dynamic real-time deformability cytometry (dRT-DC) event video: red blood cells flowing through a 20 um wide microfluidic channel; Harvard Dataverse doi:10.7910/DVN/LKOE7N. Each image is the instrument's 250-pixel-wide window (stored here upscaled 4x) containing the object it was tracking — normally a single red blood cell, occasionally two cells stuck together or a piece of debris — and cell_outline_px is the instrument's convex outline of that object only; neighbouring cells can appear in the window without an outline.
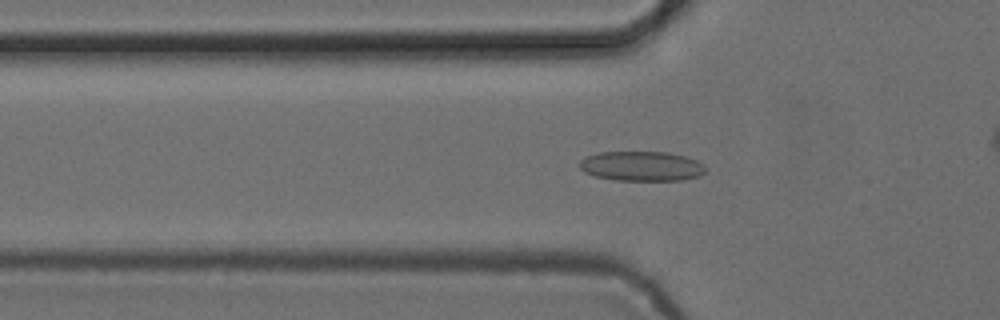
{"species": "common noctule bat (a hibernating species)", "species_latin": "Nyctalus noctula", "temperature_condition": "cold", "stored_images_in_passage": 47, "camera_frame_rate_fps": 3000, "um_per_image_px": 0.085, "animal": {"sex": "female", "body_mass_g": 24.6, "forearm_length_mm": 56.2}, "frame": {"image": 1, "passage_image": 18, "time_ms": 5.667, "image_size_px": [1000, 320], "cell_outline_px": [[704, 172], [700, 176], [680, 180], [616, 180], [596, 176], [584, 172], [580, 168], [580, 160], [588, 156], [600, 152], [668, 152], [684, 156], [696, 160], [704, 164]], "centroid_in_image_um": [54.54, 14.12], "position_along_channel_um": 71.3, "area_um2": 21.68}}
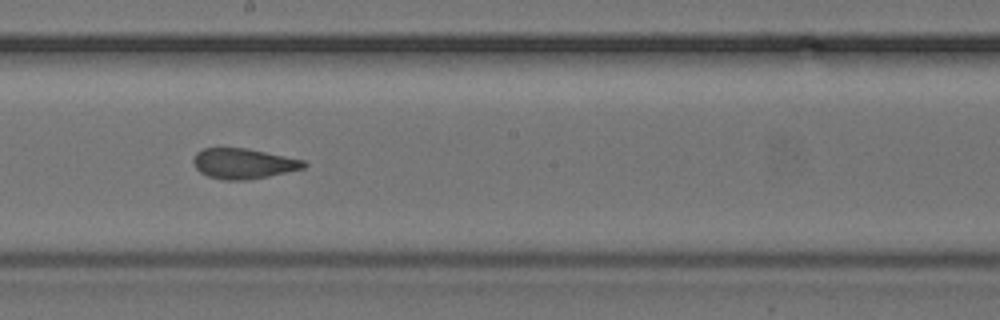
{"frame": {"image": 2, "passage_image": 30, "time_ms": 9.667, "image_size_px": [1000, 320], "cell_outline_px": [[308, 164], [304, 168], [268, 176], [248, 180], [224, 180], [208, 176], [200, 172], [196, 168], [192, 160], [196, 152], [204, 148], [248, 148], [304, 160]], "centroid_in_image_um": [20.68, 13.9], "position_along_channel_um": 227.5, "area_um2": 19.54}}
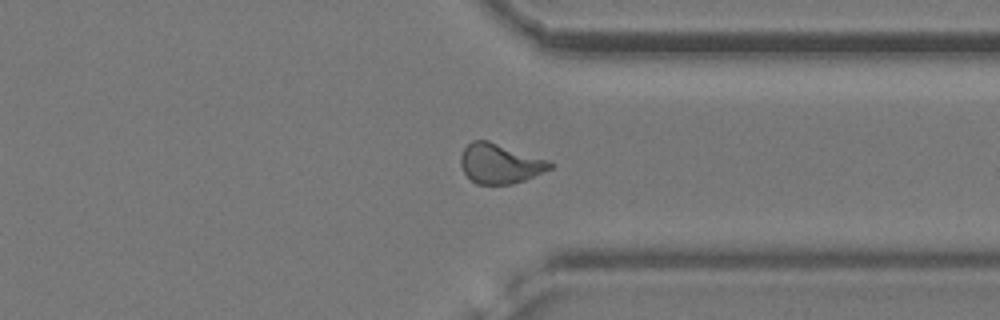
{"frame": {"image": 3, "passage_image": 41, "time_ms": 13.333, "image_size_px": [1000, 320], "cell_outline_px": [[556, 164], [552, 168], [524, 180], [512, 184], [476, 184], [464, 172], [460, 164], [460, 156], [464, 148], [472, 140], [488, 140], [548, 160]], "centroid_in_image_um": [42.49, 13.9], "position_along_channel_um": 368.9, "area_um2": 20.63}, "authors_computed_cell_mechanics": {"area_um2": 20.519, "velocity_mm_per_s": 3.8799, "shape_relaxation_time_tau1_ms": 9.2329, "shape_relaxation_time_tau2_ms": 0.9331, "deformation_change_tau1": 0.1768, "deformation_change_tau2": 0.057}}